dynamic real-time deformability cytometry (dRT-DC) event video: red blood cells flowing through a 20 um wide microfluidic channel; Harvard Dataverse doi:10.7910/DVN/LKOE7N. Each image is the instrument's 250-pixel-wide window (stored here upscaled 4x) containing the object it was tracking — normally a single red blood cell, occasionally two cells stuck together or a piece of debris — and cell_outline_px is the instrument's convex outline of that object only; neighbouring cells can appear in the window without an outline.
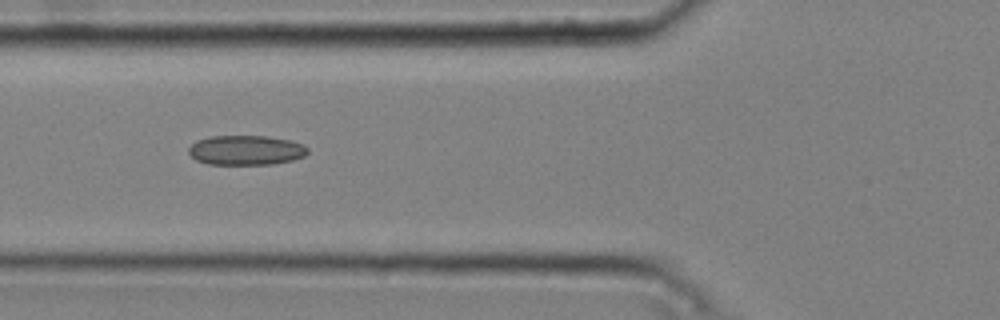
{"species": "common noctule bat (a hibernating species)", "species_latin": "Nyctalus noctula", "temperature_condition": "cold", "stored_images_in_passage": 8, "camera_frame_rate_fps": 3000, "um_per_image_px": 0.085, "animal": {"sex": "male", "body_mass_g": 20.4}, "frame": {"image": 1, "passage_image": 6, "time_ms": 1.667, "image_size_px": [1000, 320], "cell_outline_px": [[308, 152], [304, 156], [292, 160], [272, 164], [208, 164], [196, 160], [188, 152], [188, 148], [196, 140], [208, 136], [264, 136], [288, 140], [304, 144], [308, 148]], "centroid_in_image_um": [20.89, 12.76], "position_along_channel_um": 104.9, "area_um2": 20.58}}
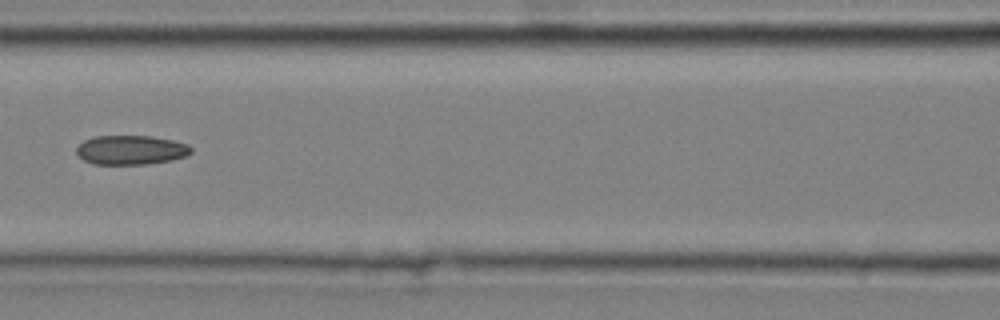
{"frame": {"image": 2, "passage_image": 7, "time_ms": 2.0, "image_size_px": [1000, 320], "cell_outline_px": [[192, 152], [188, 156], [172, 160], [148, 164], [92, 164], [84, 160], [76, 152], [76, 148], [84, 140], [92, 136], [152, 136], [172, 140], [188, 144], [192, 148]], "centroid_in_image_um": [11.15, 12.75], "position_along_channel_um": 155.4, "area_um2": 19.71}}
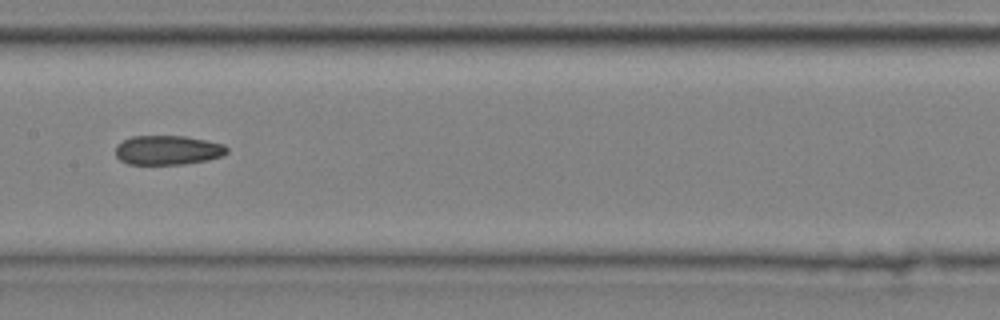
{"frame": {"image": 3, "passage_image": 8, "time_ms": 2.333, "image_size_px": [1000, 320], "cell_outline_px": [[228, 152], [220, 156], [208, 160], [184, 164], [128, 164], [120, 160], [116, 156], [116, 144], [132, 136], [184, 136], [224, 144], [228, 148]], "centroid_in_image_um": [14.24, 12.76], "position_along_channel_um": 193.2, "area_um2": 19.02}}